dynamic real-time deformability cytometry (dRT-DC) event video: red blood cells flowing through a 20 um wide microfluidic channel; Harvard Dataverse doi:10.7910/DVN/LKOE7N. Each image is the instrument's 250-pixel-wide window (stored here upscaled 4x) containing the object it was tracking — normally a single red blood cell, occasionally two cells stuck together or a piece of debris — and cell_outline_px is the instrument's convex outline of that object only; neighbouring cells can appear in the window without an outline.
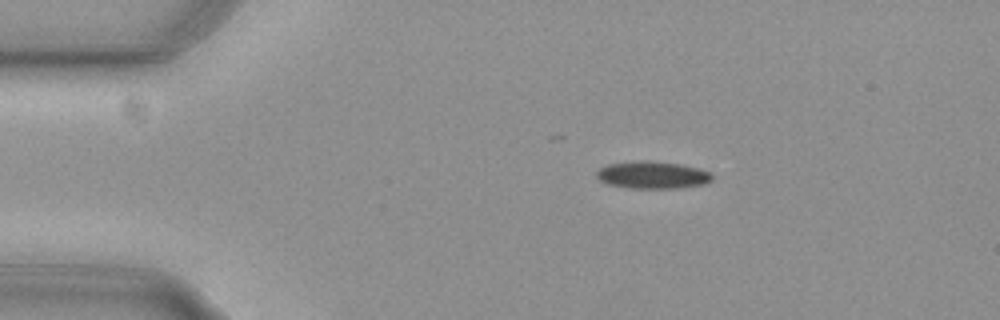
{"species": "common noctule bat (a hibernating species)", "species_latin": "Nyctalus noctula", "temperature_condition": "cold", "stored_images_in_passage": 55, "camera_frame_rate_fps": 3000, "um_per_image_px": 0.085, "animal": {"sex": "female", "body_mass_g": 29.2, "forearm_length_mm": 56.3}, "frame": {"image": 1, "passage_image": 10, "time_ms": 3.0, "image_size_px": [1000, 320], "cell_outline_px": [[712, 180], [704, 184], [676, 188], [628, 188], [604, 184], [596, 176], [596, 172], [600, 168], [608, 164], [680, 164], [696, 168], [708, 172], [712, 176]], "centroid_in_image_um": [55.44, 14.95], "position_along_channel_um": 29.6, "area_um2": 17.22}}
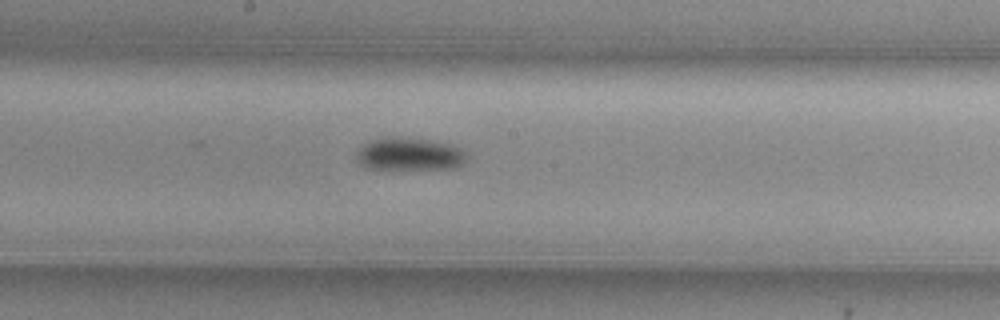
{"frame": {"image": 2, "passage_image": 29, "time_ms": 9.333, "image_size_px": [1000, 320], "cell_outline_px": [[468, 156], [456, 168], [364, 168], [356, 160], [356, 152], [364, 144], [372, 140], [384, 136], [396, 136], [428, 140], [448, 144], [460, 148]], "centroid_in_image_um": [34.74, 13.08], "position_along_channel_um": 213.5, "area_um2": 20.81}}
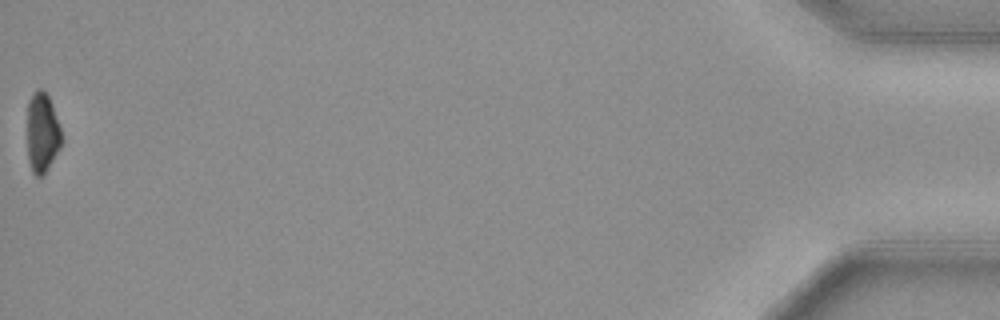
{"frame": {"image": 3, "passage_image": 55, "time_ms": 18.0, "image_size_px": [1000, 320], "cell_outline_px": [[64, 140], [60, 148], [48, 168], [40, 176], [36, 176], [32, 172], [28, 160], [28, 104], [36, 88], [40, 88], [48, 96], [52, 104]], "centroid_in_image_um": [3.61, 11.29], "position_along_channel_um": 431.6, "area_um2": 15.84}, "authors_computed_cell_mechanics": {"area_um2": 18.9006, "velocity_mm_per_s": 3.7575, "shape_relaxation_time_tau1_ms": 5.717, "shape_relaxation_time_tau2_ms": null, "deformation_change_tau1": 0.1092, "deformation_change_tau2": null}}